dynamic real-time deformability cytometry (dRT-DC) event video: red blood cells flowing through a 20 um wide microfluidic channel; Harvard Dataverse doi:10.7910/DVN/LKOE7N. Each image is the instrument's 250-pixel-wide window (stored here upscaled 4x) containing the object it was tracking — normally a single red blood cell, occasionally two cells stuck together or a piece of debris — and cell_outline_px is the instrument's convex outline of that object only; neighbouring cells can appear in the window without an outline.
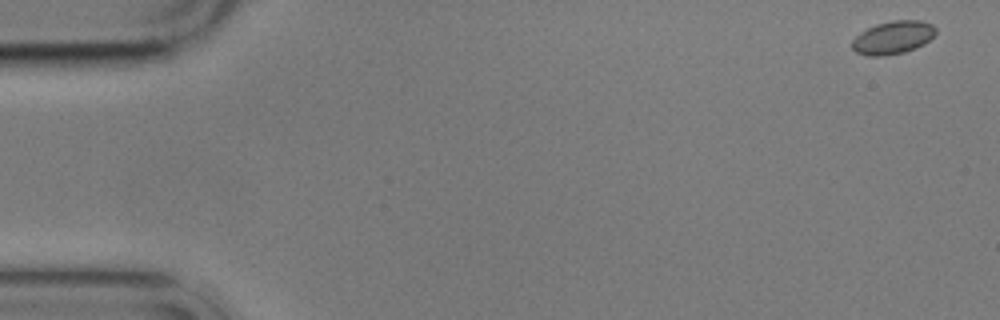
{"species": "common noctule bat (a hibernating species)", "species_latin": "Nyctalus noctula", "temperature_condition": "cold", "stored_images_in_passage": 14, "camera_frame_rate_fps": 3000, "um_per_image_px": 0.085, "animal": {"sex": "male", "body_mass_g": 17.9}, "frame": {"image": 1, "passage_image": 1, "time_ms": 0.0, "image_size_px": [1000, 320], "cell_outline_px": [[936, 32], [924, 44], [916, 48], [904, 52], [884, 56], [864, 56], [856, 52], [852, 48], [852, 40], [860, 32], [876, 24], [892, 20], [920, 20], [932, 24], [936, 28]], "centroid_in_image_um": [75.88, 3.19], "position_along_channel_um": 9.1, "area_um2": 16.18}}
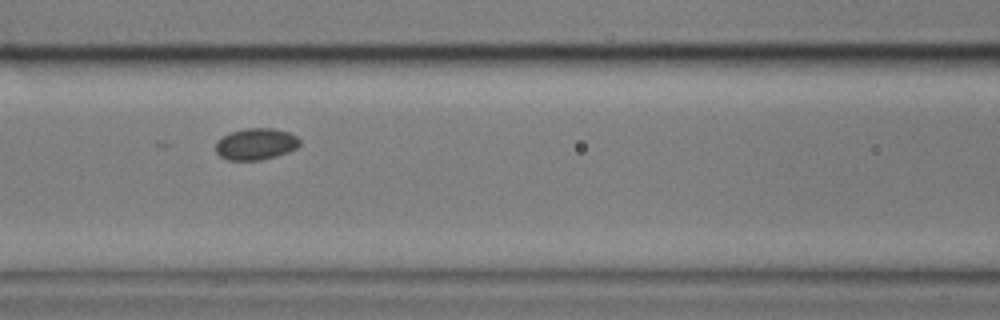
{"frame": {"image": 2, "passage_image": 7, "time_ms": 7.667, "image_size_px": [1000, 320], "cell_outline_px": [[300, 144], [296, 148], [288, 152], [276, 156], [260, 160], [228, 160], [220, 156], [216, 152], [216, 140], [232, 132], [248, 128], [272, 128], [288, 132], [296, 136], [300, 140]], "centroid_in_image_um": [21.75, 12.25], "position_along_channel_um": 144.8, "area_um2": 15.37}}
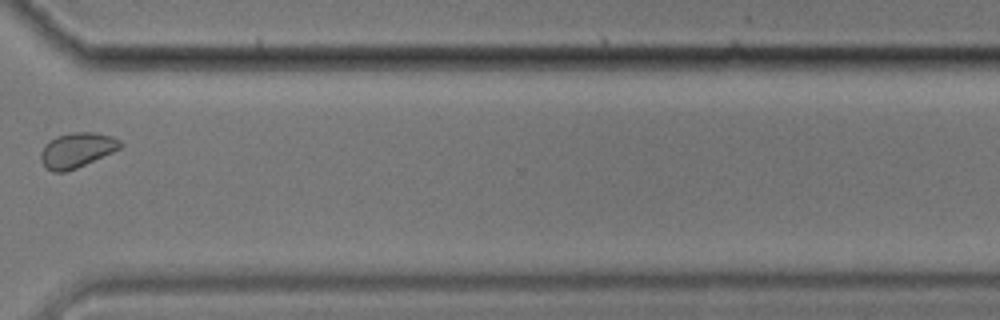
{"frame": {"image": 3, "passage_image": 12, "time_ms": 14.0, "image_size_px": [1000, 320], "cell_outline_px": [[124, 144], [120, 148], [112, 152], [76, 168], [64, 172], [52, 172], [40, 160], [40, 152], [44, 144], [56, 136], [72, 132], [96, 132], [112, 136], [120, 140]], "centroid_in_image_um": [6.52, 12.74], "position_along_channel_um": 364.1, "area_um2": 16.18}}